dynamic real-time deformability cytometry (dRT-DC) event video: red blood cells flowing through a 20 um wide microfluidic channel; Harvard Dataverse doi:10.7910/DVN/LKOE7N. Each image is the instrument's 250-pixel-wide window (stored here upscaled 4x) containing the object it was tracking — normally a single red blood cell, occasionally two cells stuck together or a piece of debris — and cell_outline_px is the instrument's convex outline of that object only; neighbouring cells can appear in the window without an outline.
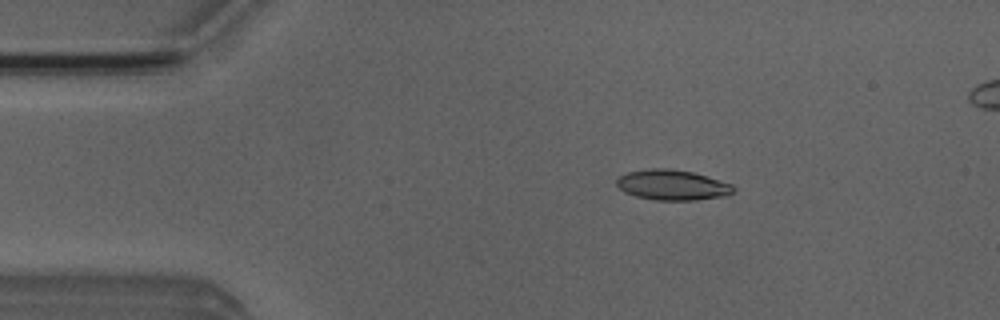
{"species": "Egyptian fruit bat (a non-hibernating species)", "species_latin": "Rousettus aegyptiacus", "temperature_condition": "room temperature", "stored_images_in_passage": 6, "camera_frame_rate_fps": 3000, "um_per_image_px": 0.085, "animal": {"sex": "male"}, "frame": {"image": 1, "passage_image": 3, "time_ms": 2.333, "image_size_px": [1000, 320], "cell_outline_px": [[736, 188], [732, 192], [724, 196], [696, 200], [656, 200], [636, 196], [624, 192], [616, 184], [616, 180], [620, 176], [628, 172], [648, 168], [672, 168], [692, 172], [708, 176], [732, 184]], "centroid_in_image_um": [57.15, 15.71], "position_along_channel_um": 27.8, "area_um2": 20.69}}